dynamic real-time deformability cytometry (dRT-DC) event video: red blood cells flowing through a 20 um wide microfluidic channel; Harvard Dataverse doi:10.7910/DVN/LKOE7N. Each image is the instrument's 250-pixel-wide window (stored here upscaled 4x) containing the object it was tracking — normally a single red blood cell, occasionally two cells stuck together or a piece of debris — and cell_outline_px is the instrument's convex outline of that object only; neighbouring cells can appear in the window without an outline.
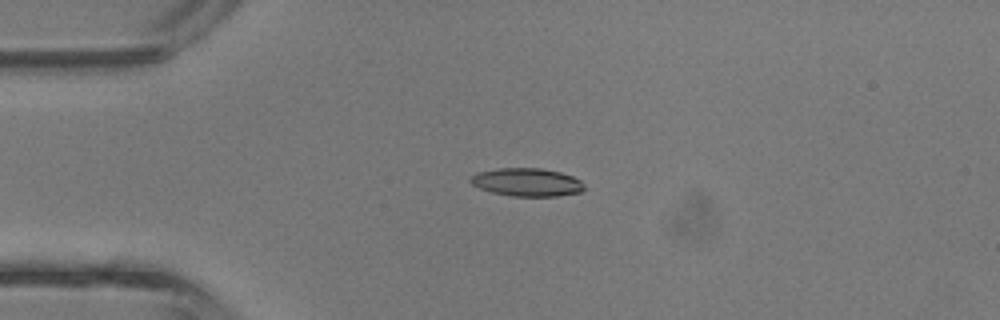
{"species": "common noctule bat (a hibernating species)", "species_latin": "Nyctalus noctula", "temperature_condition": "room temperature", "stored_images_in_passage": 4, "camera_frame_rate_fps": 3000, "um_per_image_px": 0.085, "animal": {"sex": "male", "body_mass_g": 13.3}, "frame": {"image": 1, "passage_image": 3, "time_ms": 0.667, "image_size_px": [1000, 320], "cell_outline_px": [[584, 188], [580, 192], [556, 196], [512, 196], [492, 192], [480, 188], [472, 184], [468, 180], [476, 172], [500, 168], [540, 168], [560, 172], [572, 176], [580, 180], [584, 184]], "centroid_in_image_um": [44.77, 15.48], "position_along_channel_um": 40.2, "area_um2": 18.55}}